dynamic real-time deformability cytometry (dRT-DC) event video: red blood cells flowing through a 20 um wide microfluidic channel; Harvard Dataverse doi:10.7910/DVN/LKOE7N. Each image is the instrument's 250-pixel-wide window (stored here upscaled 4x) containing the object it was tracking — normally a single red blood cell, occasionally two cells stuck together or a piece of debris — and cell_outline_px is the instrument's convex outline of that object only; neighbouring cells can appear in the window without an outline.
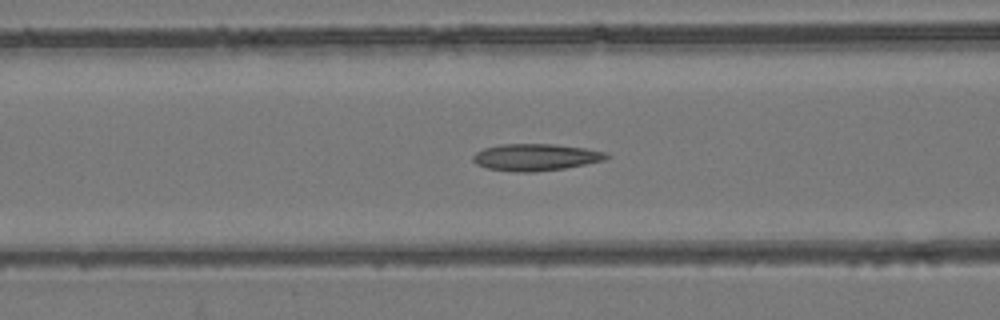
{"species": "common noctule bat (a hibernating species)", "species_latin": "Nyctalus noctula", "temperature_condition": "room temperature", "stored_images_in_passage": 55, "camera_frame_rate_fps": 3000, "um_per_image_px": 0.085, "animal": {"sex": "female", "body_mass_g": 24.6, "forearm_length_mm": 56.2}, "frame": {"image": 1, "passage_image": 22, "time_ms": 7.0, "image_size_px": [1000, 320], "cell_outline_px": [[608, 156], [604, 160], [564, 168], [532, 172], [516, 172], [488, 168], [476, 164], [472, 160], [472, 156], [476, 152], [484, 148], [500, 144], [556, 144], [584, 148], [604, 152]], "centroid_in_image_um": [45.47, 13.36], "position_along_channel_um": 121.1, "area_um2": 20.69}}
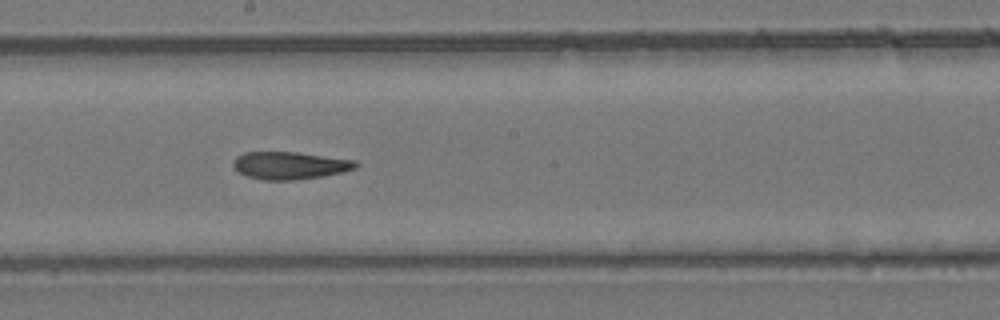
{"frame": {"image": 2, "passage_image": 30, "time_ms": 9.667, "image_size_px": [1000, 320], "cell_outline_px": [[360, 164], [356, 168], [340, 172], [320, 176], [292, 180], [264, 180], [248, 176], [240, 172], [232, 164], [232, 160], [236, 156], [244, 152], [296, 152], [356, 160]], "centroid_in_image_um": [24.63, 14.05], "position_along_channel_um": 223.6, "area_um2": 19.48}}
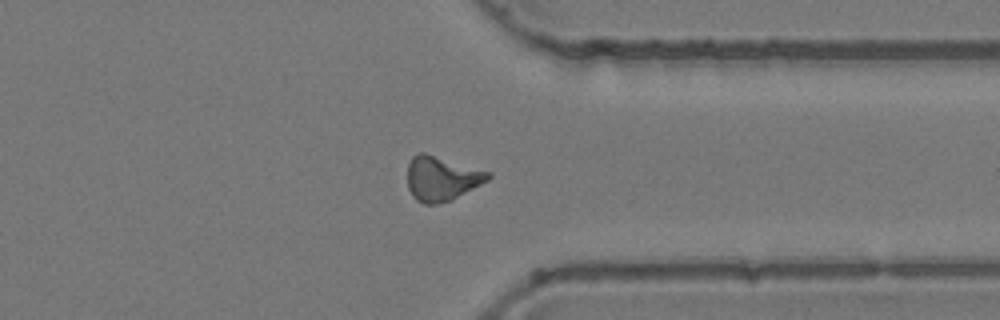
{"frame": {"image": 3, "passage_image": 42, "time_ms": 13.667, "image_size_px": [1000, 320], "cell_outline_px": [[492, 176], [488, 180], [452, 200], [440, 204], [424, 204], [416, 200], [412, 196], [408, 188], [408, 164], [412, 156], [420, 152], [424, 152], [492, 172]], "centroid_in_image_um": [37.54, 15.17], "position_along_channel_um": 373.9, "area_um2": 21.1}, "authors_computed_cell_mechanics": {"area_um2": 20.2878, "velocity_mm_per_s": 3.8332, "shape_relaxation_time_tau1_ms": null, "shape_relaxation_time_tau2_ms": 6.8299, "deformation_change_tau1": null, "deformation_change_tau2": 0.1673}}